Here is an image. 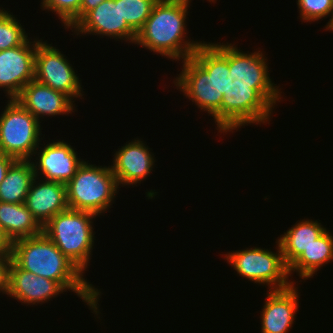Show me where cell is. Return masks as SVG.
Listing matches in <instances>:
<instances>
[{"mask_svg": "<svg viewBox=\"0 0 333 333\" xmlns=\"http://www.w3.org/2000/svg\"><path fill=\"white\" fill-rule=\"evenodd\" d=\"M36 38L32 41L31 37L23 45L0 51V89L8 99H15L26 84L34 80Z\"/></svg>", "mask_w": 333, "mask_h": 333, "instance_id": "cell-10", "label": "cell"}, {"mask_svg": "<svg viewBox=\"0 0 333 333\" xmlns=\"http://www.w3.org/2000/svg\"><path fill=\"white\" fill-rule=\"evenodd\" d=\"M66 291L57 281L36 276L19 268L11 259L8 266L7 295L21 304L47 303Z\"/></svg>", "mask_w": 333, "mask_h": 333, "instance_id": "cell-14", "label": "cell"}, {"mask_svg": "<svg viewBox=\"0 0 333 333\" xmlns=\"http://www.w3.org/2000/svg\"><path fill=\"white\" fill-rule=\"evenodd\" d=\"M10 257H0V293L7 295L8 266Z\"/></svg>", "mask_w": 333, "mask_h": 333, "instance_id": "cell-27", "label": "cell"}, {"mask_svg": "<svg viewBox=\"0 0 333 333\" xmlns=\"http://www.w3.org/2000/svg\"><path fill=\"white\" fill-rule=\"evenodd\" d=\"M12 253V241L0 226V257H10Z\"/></svg>", "mask_w": 333, "mask_h": 333, "instance_id": "cell-28", "label": "cell"}, {"mask_svg": "<svg viewBox=\"0 0 333 333\" xmlns=\"http://www.w3.org/2000/svg\"><path fill=\"white\" fill-rule=\"evenodd\" d=\"M0 226L12 242L42 233V226L24 203L12 204L0 201Z\"/></svg>", "mask_w": 333, "mask_h": 333, "instance_id": "cell-21", "label": "cell"}, {"mask_svg": "<svg viewBox=\"0 0 333 333\" xmlns=\"http://www.w3.org/2000/svg\"><path fill=\"white\" fill-rule=\"evenodd\" d=\"M333 31V24L331 25V27L328 29V31Z\"/></svg>", "mask_w": 333, "mask_h": 333, "instance_id": "cell-32", "label": "cell"}, {"mask_svg": "<svg viewBox=\"0 0 333 333\" xmlns=\"http://www.w3.org/2000/svg\"><path fill=\"white\" fill-rule=\"evenodd\" d=\"M276 252L271 249L254 246L225 253L223 259L230 264L242 279L257 285H266L269 290H282L292 286L295 280H289V270L282 250L276 239Z\"/></svg>", "mask_w": 333, "mask_h": 333, "instance_id": "cell-7", "label": "cell"}, {"mask_svg": "<svg viewBox=\"0 0 333 333\" xmlns=\"http://www.w3.org/2000/svg\"><path fill=\"white\" fill-rule=\"evenodd\" d=\"M240 49L229 43L230 81L272 82L265 53L261 49L250 53Z\"/></svg>", "mask_w": 333, "mask_h": 333, "instance_id": "cell-18", "label": "cell"}, {"mask_svg": "<svg viewBox=\"0 0 333 333\" xmlns=\"http://www.w3.org/2000/svg\"><path fill=\"white\" fill-rule=\"evenodd\" d=\"M27 111L41 123V119L75 114L74 100L66 94L53 90L35 79L26 84L15 98ZM42 117V118H41Z\"/></svg>", "mask_w": 333, "mask_h": 333, "instance_id": "cell-16", "label": "cell"}, {"mask_svg": "<svg viewBox=\"0 0 333 333\" xmlns=\"http://www.w3.org/2000/svg\"><path fill=\"white\" fill-rule=\"evenodd\" d=\"M208 2H211V4H212V2H216L217 0H207Z\"/></svg>", "mask_w": 333, "mask_h": 333, "instance_id": "cell-31", "label": "cell"}, {"mask_svg": "<svg viewBox=\"0 0 333 333\" xmlns=\"http://www.w3.org/2000/svg\"><path fill=\"white\" fill-rule=\"evenodd\" d=\"M145 143L134 138L115 151L110 168L121 187H134L138 183L140 185L141 181H145L152 173L156 159Z\"/></svg>", "mask_w": 333, "mask_h": 333, "instance_id": "cell-13", "label": "cell"}, {"mask_svg": "<svg viewBox=\"0 0 333 333\" xmlns=\"http://www.w3.org/2000/svg\"><path fill=\"white\" fill-rule=\"evenodd\" d=\"M298 11L304 23H313L318 20H323V18L331 17L327 24L325 25V30L328 29L333 24V1L332 0H297Z\"/></svg>", "mask_w": 333, "mask_h": 333, "instance_id": "cell-26", "label": "cell"}, {"mask_svg": "<svg viewBox=\"0 0 333 333\" xmlns=\"http://www.w3.org/2000/svg\"><path fill=\"white\" fill-rule=\"evenodd\" d=\"M158 0H120L122 19L137 34L151 14Z\"/></svg>", "mask_w": 333, "mask_h": 333, "instance_id": "cell-24", "label": "cell"}, {"mask_svg": "<svg viewBox=\"0 0 333 333\" xmlns=\"http://www.w3.org/2000/svg\"><path fill=\"white\" fill-rule=\"evenodd\" d=\"M0 7V51L23 45L30 37L13 13Z\"/></svg>", "mask_w": 333, "mask_h": 333, "instance_id": "cell-23", "label": "cell"}, {"mask_svg": "<svg viewBox=\"0 0 333 333\" xmlns=\"http://www.w3.org/2000/svg\"><path fill=\"white\" fill-rule=\"evenodd\" d=\"M105 0H82L80 5V20L92 9L96 8Z\"/></svg>", "mask_w": 333, "mask_h": 333, "instance_id": "cell-30", "label": "cell"}, {"mask_svg": "<svg viewBox=\"0 0 333 333\" xmlns=\"http://www.w3.org/2000/svg\"><path fill=\"white\" fill-rule=\"evenodd\" d=\"M173 79L175 89L191 100L200 112L213 116L220 108L229 76V43L204 41L191 57L180 61Z\"/></svg>", "mask_w": 333, "mask_h": 333, "instance_id": "cell-2", "label": "cell"}, {"mask_svg": "<svg viewBox=\"0 0 333 333\" xmlns=\"http://www.w3.org/2000/svg\"><path fill=\"white\" fill-rule=\"evenodd\" d=\"M294 283L287 289L267 290L260 311L261 333H288L299 311L300 290Z\"/></svg>", "mask_w": 333, "mask_h": 333, "instance_id": "cell-15", "label": "cell"}, {"mask_svg": "<svg viewBox=\"0 0 333 333\" xmlns=\"http://www.w3.org/2000/svg\"><path fill=\"white\" fill-rule=\"evenodd\" d=\"M41 9L54 12L65 29H72L80 21L82 0H41Z\"/></svg>", "mask_w": 333, "mask_h": 333, "instance_id": "cell-25", "label": "cell"}, {"mask_svg": "<svg viewBox=\"0 0 333 333\" xmlns=\"http://www.w3.org/2000/svg\"><path fill=\"white\" fill-rule=\"evenodd\" d=\"M328 228L318 220L304 218L277 238L284 261L289 267Z\"/></svg>", "mask_w": 333, "mask_h": 333, "instance_id": "cell-19", "label": "cell"}, {"mask_svg": "<svg viewBox=\"0 0 333 333\" xmlns=\"http://www.w3.org/2000/svg\"><path fill=\"white\" fill-rule=\"evenodd\" d=\"M10 259L19 268L57 281L66 291L76 293L94 317L100 319L98 302L103 293L85 279L84 273L43 232L13 241Z\"/></svg>", "mask_w": 333, "mask_h": 333, "instance_id": "cell-1", "label": "cell"}, {"mask_svg": "<svg viewBox=\"0 0 333 333\" xmlns=\"http://www.w3.org/2000/svg\"><path fill=\"white\" fill-rule=\"evenodd\" d=\"M71 30L77 36L80 34L84 37L88 34L100 38L106 36L115 41L120 39L131 44L136 39V33L121 17L120 0H105L89 11Z\"/></svg>", "mask_w": 333, "mask_h": 333, "instance_id": "cell-12", "label": "cell"}, {"mask_svg": "<svg viewBox=\"0 0 333 333\" xmlns=\"http://www.w3.org/2000/svg\"><path fill=\"white\" fill-rule=\"evenodd\" d=\"M326 230L289 267V275L295 272L302 280L313 278L315 274L333 262V234Z\"/></svg>", "mask_w": 333, "mask_h": 333, "instance_id": "cell-20", "label": "cell"}, {"mask_svg": "<svg viewBox=\"0 0 333 333\" xmlns=\"http://www.w3.org/2000/svg\"><path fill=\"white\" fill-rule=\"evenodd\" d=\"M16 161L13 157L0 153V183L6 177L10 166Z\"/></svg>", "mask_w": 333, "mask_h": 333, "instance_id": "cell-29", "label": "cell"}, {"mask_svg": "<svg viewBox=\"0 0 333 333\" xmlns=\"http://www.w3.org/2000/svg\"><path fill=\"white\" fill-rule=\"evenodd\" d=\"M70 60L58 47L38 38L35 52L34 79L53 90L62 92L72 100L84 99L81 79L77 76ZM80 79V80H79Z\"/></svg>", "mask_w": 333, "mask_h": 333, "instance_id": "cell-9", "label": "cell"}, {"mask_svg": "<svg viewBox=\"0 0 333 333\" xmlns=\"http://www.w3.org/2000/svg\"><path fill=\"white\" fill-rule=\"evenodd\" d=\"M190 2L192 1L158 0L136 34L134 44L177 63L191 57L204 40L194 41L187 36L186 20Z\"/></svg>", "mask_w": 333, "mask_h": 333, "instance_id": "cell-4", "label": "cell"}, {"mask_svg": "<svg viewBox=\"0 0 333 333\" xmlns=\"http://www.w3.org/2000/svg\"><path fill=\"white\" fill-rule=\"evenodd\" d=\"M65 185L69 209L92 212L98 217L111 209L121 188L110 165L97 166L86 159Z\"/></svg>", "mask_w": 333, "mask_h": 333, "instance_id": "cell-6", "label": "cell"}, {"mask_svg": "<svg viewBox=\"0 0 333 333\" xmlns=\"http://www.w3.org/2000/svg\"><path fill=\"white\" fill-rule=\"evenodd\" d=\"M274 82H239L226 78L221 108L212 116L218 133L236 132L243 126L270 124L272 113L282 99Z\"/></svg>", "mask_w": 333, "mask_h": 333, "instance_id": "cell-3", "label": "cell"}, {"mask_svg": "<svg viewBox=\"0 0 333 333\" xmlns=\"http://www.w3.org/2000/svg\"><path fill=\"white\" fill-rule=\"evenodd\" d=\"M6 104L0 114V153L16 160H31L43 140L42 125L16 99Z\"/></svg>", "mask_w": 333, "mask_h": 333, "instance_id": "cell-8", "label": "cell"}, {"mask_svg": "<svg viewBox=\"0 0 333 333\" xmlns=\"http://www.w3.org/2000/svg\"><path fill=\"white\" fill-rule=\"evenodd\" d=\"M96 214L88 211L67 209L52 217L42 232L73 262L84 274L88 271L95 233Z\"/></svg>", "mask_w": 333, "mask_h": 333, "instance_id": "cell-5", "label": "cell"}, {"mask_svg": "<svg viewBox=\"0 0 333 333\" xmlns=\"http://www.w3.org/2000/svg\"><path fill=\"white\" fill-rule=\"evenodd\" d=\"M32 216L43 227L52 217L69 209L66 185L35 177L24 201Z\"/></svg>", "mask_w": 333, "mask_h": 333, "instance_id": "cell-17", "label": "cell"}, {"mask_svg": "<svg viewBox=\"0 0 333 333\" xmlns=\"http://www.w3.org/2000/svg\"><path fill=\"white\" fill-rule=\"evenodd\" d=\"M34 178L31 160H16L0 183V201L12 204L24 203Z\"/></svg>", "mask_w": 333, "mask_h": 333, "instance_id": "cell-22", "label": "cell"}, {"mask_svg": "<svg viewBox=\"0 0 333 333\" xmlns=\"http://www.w3.org/2000/svg\"><path fill=\"white\" fill-rule=\"evenodd\" d=\"M43 143L44 145L40 142L41 146L35 150V158H31L35 177L66 184L73 178L84 159L78 156L76 148L64 140H52L46 145Z\"/></svg>", "mask_w": 333, "mask_h": 333, "instance_id": "cell-11", "label": "cell"}]
</instances>
